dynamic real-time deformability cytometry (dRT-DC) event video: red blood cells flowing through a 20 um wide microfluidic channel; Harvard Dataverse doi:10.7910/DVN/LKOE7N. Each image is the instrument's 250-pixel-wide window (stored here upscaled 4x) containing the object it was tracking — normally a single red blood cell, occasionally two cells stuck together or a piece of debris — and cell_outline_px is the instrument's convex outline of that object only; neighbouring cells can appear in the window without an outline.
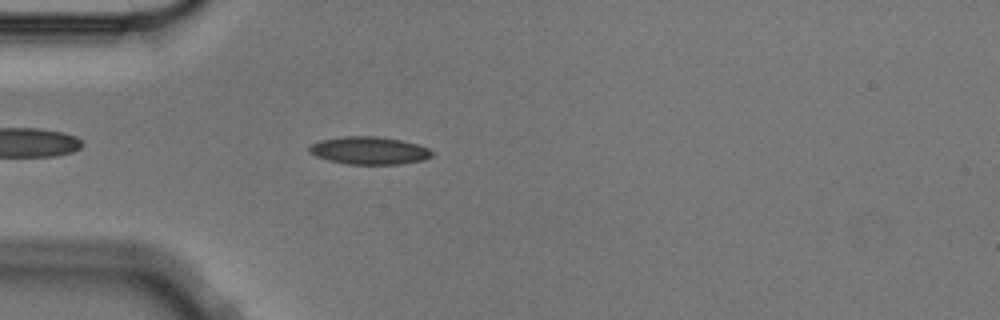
{"species": "Egyptian fruit bat (a non-hibernating species)", "species_latin": "Rousettus aegyptiacus", "temperature_condition": "cold", "stored_images_in_passage": 4, "camera_frame_rate_fps": 3000, "um_per_image_px": 0.085, "animal": {"sex": "male"}, "frame": {"image": 1, "passage_image": 4, "time_ms": 1.0, "image_size_px": [1000, 320], "cell_outline_px": [[436, 152], [432, 156], [424, 160], [400, 164], [348, 164], [328, 160], [316, 156], [308, 152], [308, 148], [312, 144], [320, 140], [344, 136], [380, 136], [400, 140], [416, 144], [428, 148]], "centroid_in_image_um": [31.4, 12.79], "position_along_channel_um": 53.6, "area_um2": 19.88}}